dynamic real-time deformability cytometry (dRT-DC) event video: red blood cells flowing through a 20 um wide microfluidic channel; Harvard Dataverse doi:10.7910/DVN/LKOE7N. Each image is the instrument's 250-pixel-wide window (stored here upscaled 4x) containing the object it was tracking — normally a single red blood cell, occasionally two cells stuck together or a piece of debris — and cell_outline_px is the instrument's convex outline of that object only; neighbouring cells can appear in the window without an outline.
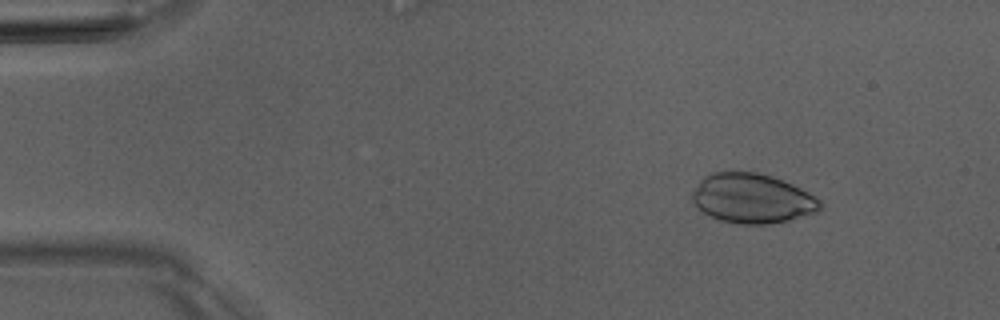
{"species": "Egyptian fruit bat (a non-hibernating species)", "species_latin": "Rousettus aegyptiacus", "temperature_condition": "room temperature", "stored_images_in_passage": 8, "camera_frame_rate_fps": 3000, "um_per_image_px": 0.085, "animal": {"sex": "male"}, "frame": {"image": 1, "passage_image": 3, "time_ms": 2.0, "image_size_px": [1000, 320], "cell_outline_px": [[820, 208], [816, 212], [788, 220], [768, 224], [740, 224], [720, 220], [704, 212], [692, 200], [692, 192], [700, 180], [704, 176], [712, 172], [756, 172], [772, 176], [792, 184], [800, 188], [820, 200]], "centroid_in_image_um": [63.92, 16.86], "position_along_channel_um": 21.1, "area_um2": 36.53}}